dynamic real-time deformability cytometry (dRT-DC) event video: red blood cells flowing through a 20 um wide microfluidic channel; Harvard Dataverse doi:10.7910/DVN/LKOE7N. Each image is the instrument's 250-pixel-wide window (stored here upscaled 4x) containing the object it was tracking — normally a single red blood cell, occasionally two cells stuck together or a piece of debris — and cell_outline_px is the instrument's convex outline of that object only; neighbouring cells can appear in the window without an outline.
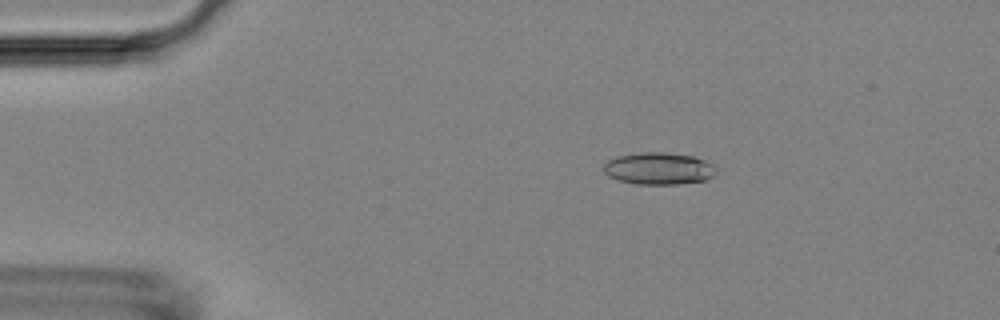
{"species": "Egyptian fruit bat (a non-hibernating species)", "species_latin": "Rousettus aegyptiacus", "temperature_condition": "room temperature", "stored_images_in_passage": 53, "camera_frame_rate_fps": 3000, "um_per_image_px": 0.085, "animal": {"sex": "female"}, "frame": {"image": 1, "passage_image": 10, "time_ms": 3.0, "image_size_px": [1000, 320], "cell_outline_px": [[716, 176], [708, 180], [676, 184], [636, 184], [620, 180], [608, 176], [604, 172], [604, 164], [608, 160], [616, 156], [640, 152], [664, 152], [692, 156], [704, 160], [712, 164], [716, 168]], "centroid_in_image_um": [56.01, 14.32], "position_along_channel_um": 29.0, "area_um2": 21.15}}
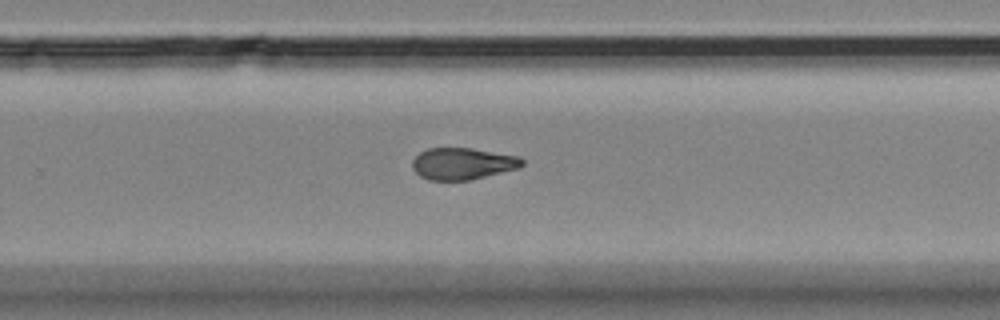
{"frame": {"image": 2, "passage_image": 35, "time_ms": 11.333, "image_size_px": [1000, 320], "cell_outline_px": [[524, 164], [520, 168], [472, 180], [428, 180], [420, 176], [412, 168], [412, 160], [420, 152], [428, 148], [472, 148], [520, 156], [524, 160]], "centroid_in_image_um": [39.35, 13.91], "position_along_channel_um": 290.4, "area_um2": 20.58}}
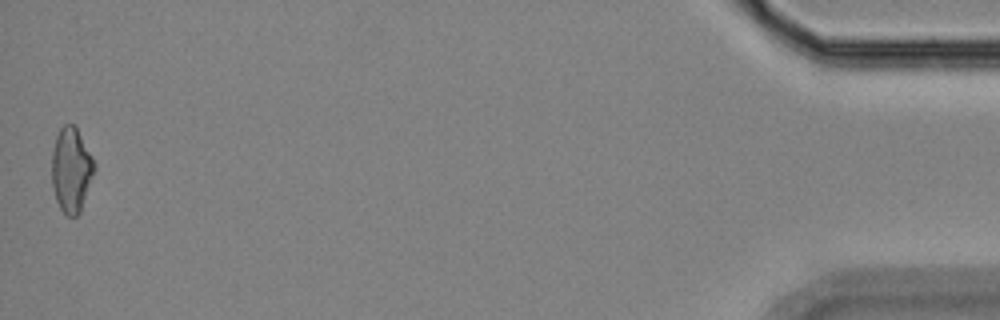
{"frame": {"image": 3, "passage_image": 53, "time_ms": 17.333, "image_size_px": [1000, 320], "cell_outline_px": [[96, 168], [80, 212], [76, 216], [68, 216], [60, 208], [56, 200], [52, 184], [52, 152], [56, 136], [60, 128], [64, 124], [72, 124], [76, 128], [92, 156], [96, 164]], "centroid_in_image_um": [6.06, 14.44], "position_along_channel_um": 429.1, "area_um2": 20.87}, "authors_computed_cell_mechanics": {"area_um2": 21.097, "velocity_mm_per_s": 3.794, "shape_relaxation_time_tau1_ms": 6.6555, "shape_relaxation_time_tau2_ms": 2.6164, "deformation_change_tau1": 0.1568, "deformation_change_tau2": 0.0975}}